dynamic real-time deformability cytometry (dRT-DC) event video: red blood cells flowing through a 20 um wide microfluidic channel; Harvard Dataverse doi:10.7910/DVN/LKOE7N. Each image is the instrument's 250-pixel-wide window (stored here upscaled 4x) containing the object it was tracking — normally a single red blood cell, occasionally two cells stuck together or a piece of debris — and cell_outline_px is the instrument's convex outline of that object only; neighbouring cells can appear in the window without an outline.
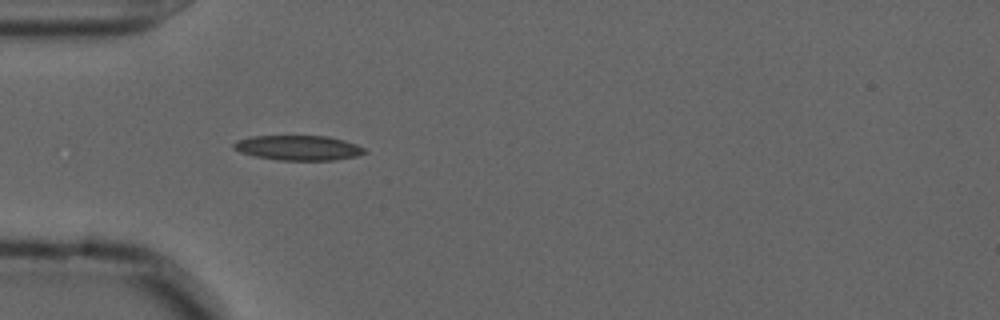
{"species": "common noctule bat (a hibernating species)", "species_latin": "Nyctalus noctula", "temperature_condition": "cold", "stored_images_in_passage": 40, "camera_frame_rate_fps": 3000, "um_per_image_px": 0.085, "animal": {"sex": "male", "forearm_length_mm": 52.5}, "frame": {"image": 1, "passage_image": 1, "time_ms": 0.0, "image_size_px": [1000, 320], "cell_outline_px": [[368, 152], [356, 156], [332, 160], [276, 160], [256, 156], [240, 152], [232, 148], [232, 144], [236, 140], [252, 136], [328, 136], [344, 140], [356, 144], [364, 148]], "centroid_in_image_um": [25.34, 12.56], "position_along_channel_um": 59.7, "area_um2": 19.02}}
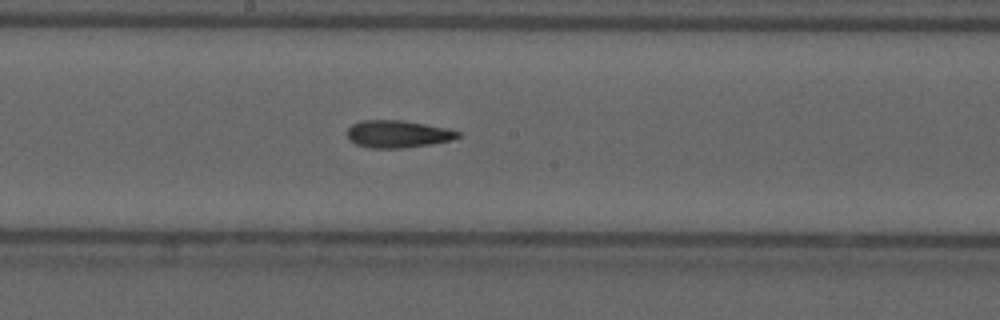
{"frame": {"image": 2, "passage_image": 14, "time_ms": 4.333, "image_size_px": [1000, 320], "cell_outline_px": [[460, 136], [452, 140], [432, 144], [404, 148], [372, 148], [356, 144], [348, 140], [348, 128], [352, 124], [360, 120], [404, 120], [448, 128], [460, 132]], "centroid_in_image_um": [33.82, 11.39], "position_along_channel_um": 214.4, "area_um2": 17.8}}
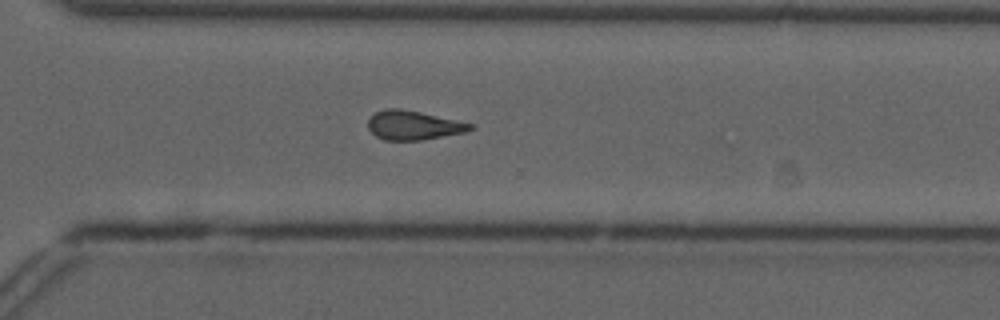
{"frame": {"image": 3, "passage_image": 24, "time_ms": 7.667, "image_size_px": [1000, 320], "cell_outline_px": [[476, 128], [464, 132], [420, 140], [384, 140], [376, 136], [368, 128], [368, 120], [376, 112], [384, 108], [400, 108], [420, 112], [472, 124]], "centroid_in_image_um": [35.1, 10.64], "position_along_channel_um": 335.5, "area_um2": 17.11}, "authors_computed_cell_mechanics": {"area_um2": 17.5712, "velocity_mm_per_s": 3.6441, "shape_relaxation_time_tau1_ms": null, "shape_relaxation_time_tau2_ms": 10.5453, "deformation_change_tau1": null, "deformation_change_tau2": 0.2315}}